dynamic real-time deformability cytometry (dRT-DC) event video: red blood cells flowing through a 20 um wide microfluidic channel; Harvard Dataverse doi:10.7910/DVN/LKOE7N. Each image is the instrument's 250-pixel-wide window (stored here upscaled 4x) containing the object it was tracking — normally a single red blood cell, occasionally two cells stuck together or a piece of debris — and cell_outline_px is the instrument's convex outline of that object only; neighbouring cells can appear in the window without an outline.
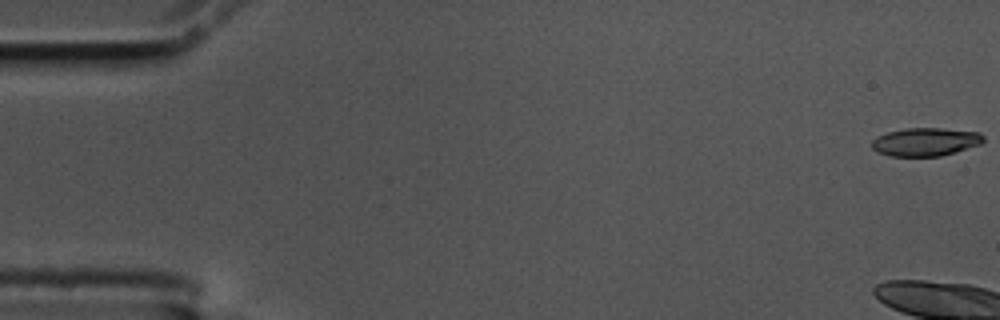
{"species": "common noctule bat (a hibernating species)", "species_latin": "Nyctalus noctula", "temperature_condition": "cold", "stored_images_in_passage": 5, "camera_frame_rate_fps": 3000, "um_per_image_px": 0.085, "animal": {"sex": "male", "body_mass_g": 17.5, "forearm_length_mm": 52.3}, "frame": {"image": 1, "passage_image": 1, "time_ms": 0.0, "image_size_px": [1000, 320], "cell_outline_px": [[984, 140], [980, 144], [956, 152], [940, 156], [888, 156], [876, 152], [872, 148], [872, 140], [876, 136], [888, 132], [904, 128], [940, 128], [980, 132], [984, 136]], "centroid_in_image_um": [78.64, 12.06], "position_along_channel_um": 6.4, "area_um2": 18.5}}